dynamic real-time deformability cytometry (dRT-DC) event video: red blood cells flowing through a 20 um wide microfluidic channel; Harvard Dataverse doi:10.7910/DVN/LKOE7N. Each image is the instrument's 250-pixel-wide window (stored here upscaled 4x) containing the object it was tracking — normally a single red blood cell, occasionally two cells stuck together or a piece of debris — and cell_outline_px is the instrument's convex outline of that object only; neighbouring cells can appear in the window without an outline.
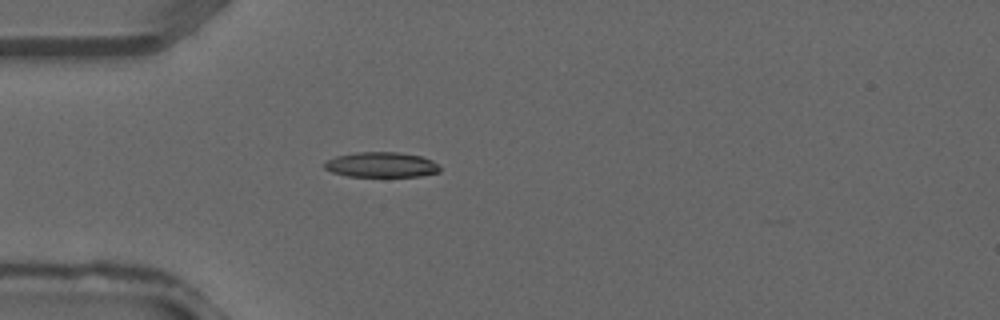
{"species": "common noctule bat (a hibernating species)", "species_latin": "Nyctalus noctula", "temperature_condition": "warm", "stored_images_in_passage": 36, "camera_frame_rate_fps": 3000, "um_per_image_px": 0.085, "animal": {"sex": "male", "forearm_length_mm": 52.5}, "frame": {"image": 1, "passage_image": 10, "time_ms": 3.0, "image_size_px": [1000, 320], "cell_outline_px": [[440, 172], [420, 176], [348, 176], [332, 172], [324, 168], [324, 164], [328, 160], [336, 156], [356, 152], [396, 152], [420, 156], [432, 160], [440, 168]], "centroid_in_image_um": [32.41, 14.0], "position_along_channel_um": 52.6, "area_um2": 16.76}}
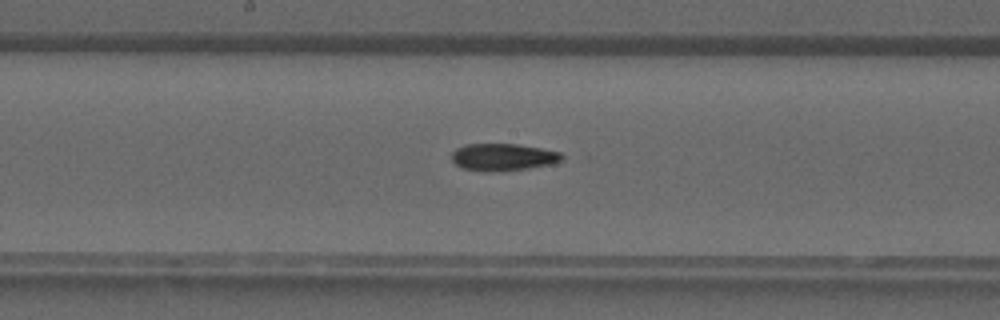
{"frame": {"image": 2, "passage_image": 19, "time_ms": 6.0, "image_size_px": [1000, 320], "cell_outline_px": [[564, 160], [556, 164], [528, 168], [492, 172], [484, 172], [464, 168], [456, 164], [452, 160], [452, 152], [456, 148], [464, 144], [516, 144], [540, 148], [560, 152], [564, 156]], "centroid_in_image_um": [42.79, 13.36], "position_along_channel_um": 205.4, "area_um2": 17.63}}
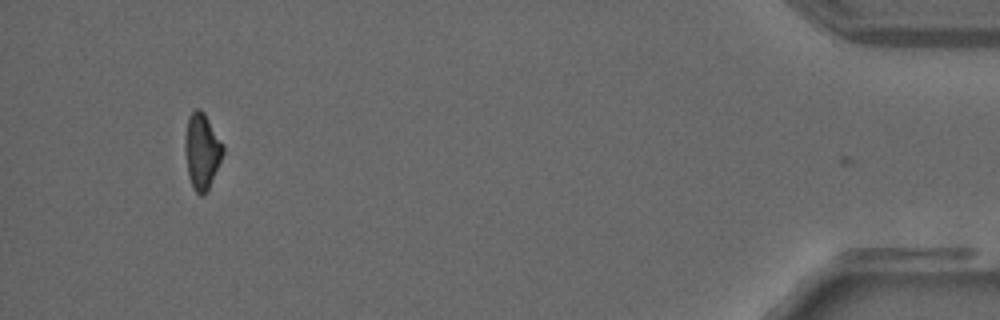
{"frame": {"image": 3, "passage_image": 35, "time_ms": 11.333, "image_size_px": [1000, 320], "cell_outline_px": [[224, 152], [208, 188], [204, 196], [200, 196], [192, 188], [188, 176], [184, 148], [184, 144], [188, 116], [196, 108], [200, 108], [204, 112], [224, 144]], "centroid_in_image_um": [17.15, 12.83], "position_along_channel_um": 418.1, "area_um2": 16.88}}